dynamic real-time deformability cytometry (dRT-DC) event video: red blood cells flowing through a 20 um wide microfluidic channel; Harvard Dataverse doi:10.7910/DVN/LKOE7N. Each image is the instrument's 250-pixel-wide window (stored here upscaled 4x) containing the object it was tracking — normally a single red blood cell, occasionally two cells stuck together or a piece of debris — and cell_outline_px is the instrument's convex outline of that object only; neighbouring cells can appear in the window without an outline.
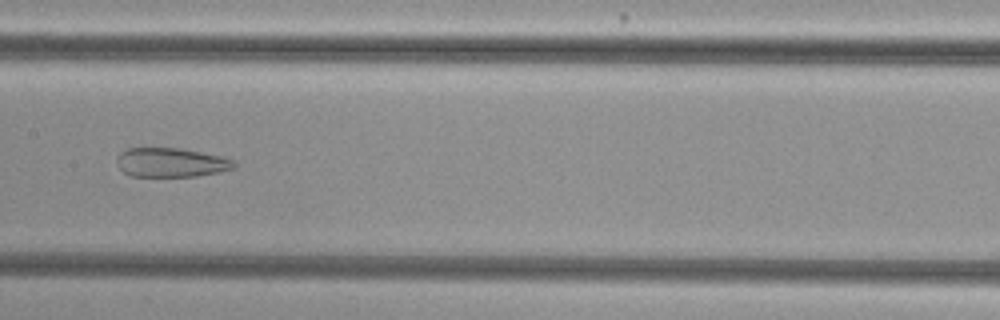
{"species": "common noctule bat (a hibernating species)", "species_latin": "Nyctalus noctula", "temperature_condition": "cold", "stored_images_in_passage": 44, "camera_frame_rate_fps": 3000, "um_per_image_px": 0.085, "animal": {"sex": "female", "body_mass_g": 29.2, "forearm_length_mm": 56.3}, "frame": {"image": 1, "passage_image": 18, "time_ms": 5.667, "image_size_px": [1000, 320], "cell_outline_px": [[236, 168], [220, 172], [196, 176], [132, 176], [124, 172], [116, 164], [116, 160], [120, 152], [128, 148], [180, 148], [220, 156], [232, 160], [236, 164]], "centroid_in_image_um": [14.53, 13.81], "position_along_channel_um": 192.9, "area_um2": 19.88}}
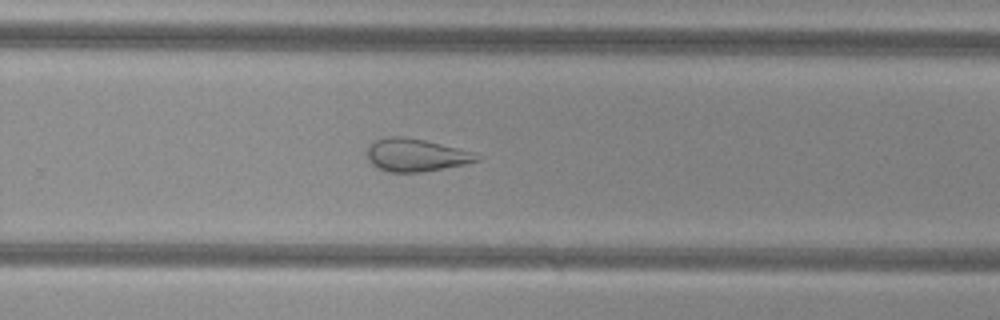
{"frame": {"image": 2, "passage_image": 26, "time_ms": 8.333, "image_size_px": [1000, 320], "cell_outline_px": [[484, 156], [480, 160], [464, 164], [424, 172], [388, 172], [376, 168], [368, 160], [368, 144], [376, 140], [388, 136], [404, 136], [424, 140], [472, 152]], "centroid_in_image_um": [35.33, 13.19], "position_along_channel_um": 294.5, "area_um2": 20.98}}
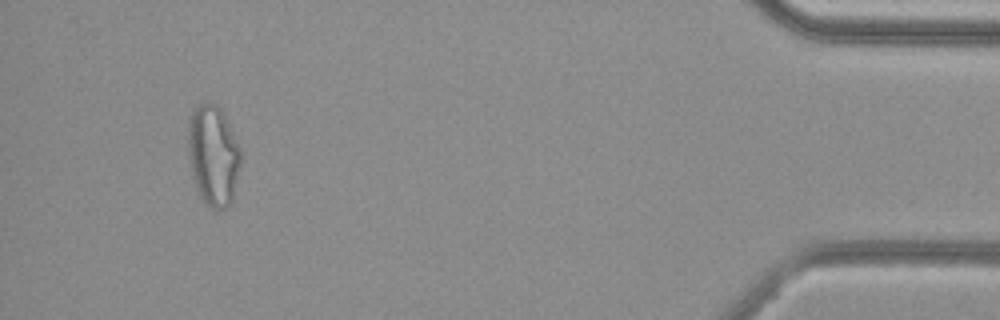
{"frame": {"image": 3, "passage_image": 41, "time_ms": 13.333, "image_size_px": [1000, 320], "cell_outline_px": [[240, 164], [232, 200], [224, 208], [208, 208], [200, 196], [196, 188], [188, 156], [188, 120], [192, 112], [204, 100], [208, 100], [216, 104], [220, 108], [240, 144]], "centroid_in_image_um": [18.11, 13.16], "position_along_channel_um": 417.1, "area_um2": 30.92}, "authors_computed_cell_mechanics": {"area_um2": 26.877, "velocity_mm_per_s": 3.8163, "shape_relaxation_time_tau1_ms": null, "shape_relaxation_time_tau2_ms": 2.2929, "deformation_change_tau1": null, "deformation_change_tau2": 0.1145}}